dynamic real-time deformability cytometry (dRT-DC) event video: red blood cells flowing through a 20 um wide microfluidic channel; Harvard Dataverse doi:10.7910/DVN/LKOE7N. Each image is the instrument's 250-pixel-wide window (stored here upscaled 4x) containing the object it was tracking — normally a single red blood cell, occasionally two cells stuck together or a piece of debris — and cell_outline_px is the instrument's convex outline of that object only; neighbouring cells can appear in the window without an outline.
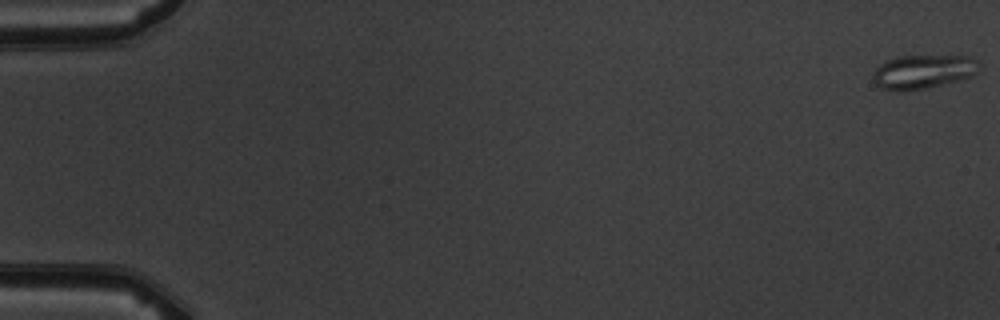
{"species": "common noctule bat (a hibernating species)", "species_latin": "Nyctalus noctula", "temperature_condition": "warm", "stored_images_in_passage": 9, "camera_frame_rate_fps": 3000, "um_per_image_px": 0.085, "animal": {"sex": "male", "body_mass_g": 19.5, "forearm_length_mm": 54.6}, "frame": {"image": 1, "passage_image": 1, "time_ms": 0.0, "image_size_px": [1000, 320], "cell_outline_px": [[980, 68], [972, 76], [924, 88], [904, 92], [896, 92], [884, 88], [876, 84], [872, 76], [876, 68], [880, 64], [896, 56], [972, 56], [980, 64]], "centroid_in_image_um": [78.45, 6.09], "position_along_channel_um": 6.5, "area_um2": 20.87}}
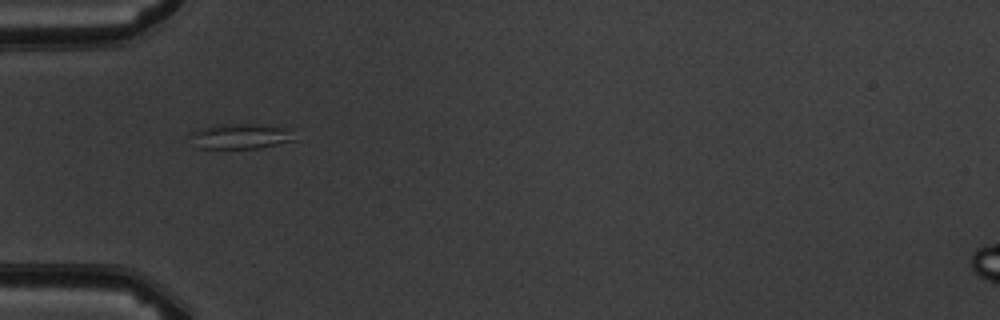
{"frame": {"image": 2, "passage_image": 6, "time_ms": 5.667, "image_size_px": [1000, 320], "cell_outline_px": [[300, 140], [260, 148], [200, 148], [192, 136], [192, 132], [200, 128], [216, 124], [252, 124], [284, 128]], "centroid_in_image_um": [20.51, 11.58], "position_along_channel_um": 64.5, "area_um2": 15.03}}